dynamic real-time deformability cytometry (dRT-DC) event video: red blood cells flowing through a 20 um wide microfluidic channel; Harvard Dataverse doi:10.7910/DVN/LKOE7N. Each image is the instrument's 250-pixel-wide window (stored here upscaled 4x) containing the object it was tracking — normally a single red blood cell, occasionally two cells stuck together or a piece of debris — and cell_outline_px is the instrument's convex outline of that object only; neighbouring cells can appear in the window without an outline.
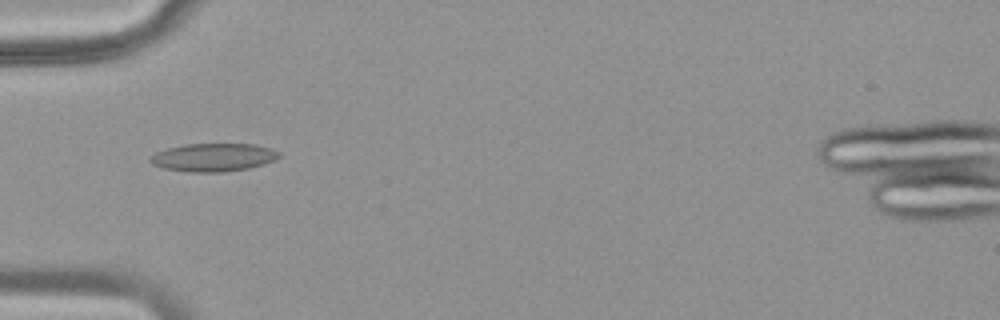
{"species": "common noctule bat (a hibernating species)", "species_latin": "Nyctalus noctula", "temperature_condition": "warm", "stored_images_in_passage": 38, "camera_frame_rate_fps": 3000, "um_per_image_px": 0.085, "animal": {"sex": "female", "body_mass_g": 18.4}, "frame": {"image": 1, "passage_image": 4, "time_ms": 1.0, "image_size_px": [1000, 320], "cell_outline_px": [[280, 156], [264, 164], [248, 168], [220, 172], [188, 172], [164, 168], [152, 164], [148, 160], [156, 152], [168, 148], [184, 144], [252, 144], [272, 148], [280, 152]], "centroid_in_image_um": [18.13, 13.37], "position_along_channel_um": 66.9, "area_um2": 20.98}}
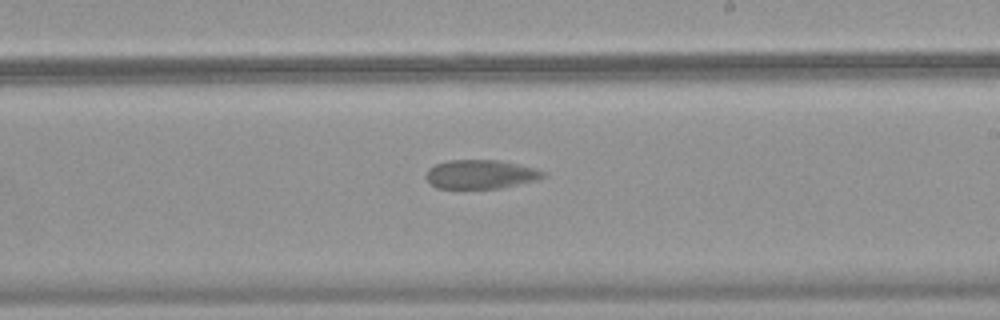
{"frame": {"image": 2, "passage_image": 18, "time_ms": 5.667, "image_size_px": [1000, 320], "cell_outline_px": [[544, 176], [540, 180], [500, 188], [436, 188], [424, 176], [428, 168], [436, 164], [448, 160], [500, 160], [536, 168], [544, 172]], "centroid_in_image_um": [40.86, 14.81], "position_along_channel_um": 248.1, "area_um2": 19.83}}
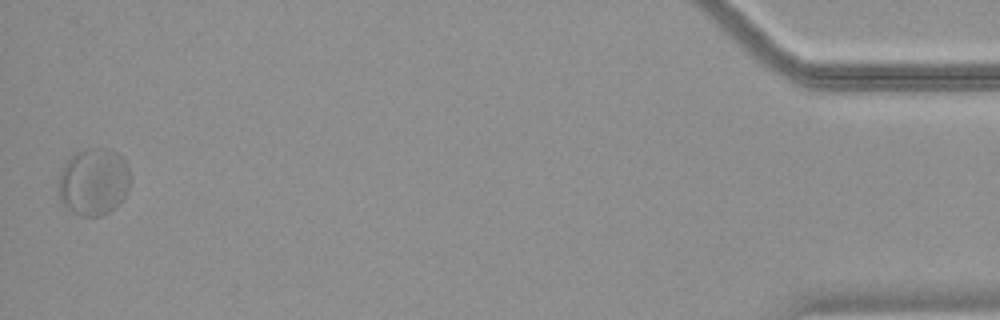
{"frame": {"image": 3, "passage_image": 38, "time_ms": 12.333, "image_size_px": [1000, 320], "cell_outline_px": [[128, 188], [124, 196], [108, 212], [100, 216], [84, 216], [72, 212], [60, 200], [60, 176], [64, 164], [76, 152], [88, 148], [108, 148], [116, 152], [124, 160], [128, 168]], "centroid_in_image_um": [7.95, 15.43], "position_along_channel_um": 427.2, "area_um2": 27.46}}